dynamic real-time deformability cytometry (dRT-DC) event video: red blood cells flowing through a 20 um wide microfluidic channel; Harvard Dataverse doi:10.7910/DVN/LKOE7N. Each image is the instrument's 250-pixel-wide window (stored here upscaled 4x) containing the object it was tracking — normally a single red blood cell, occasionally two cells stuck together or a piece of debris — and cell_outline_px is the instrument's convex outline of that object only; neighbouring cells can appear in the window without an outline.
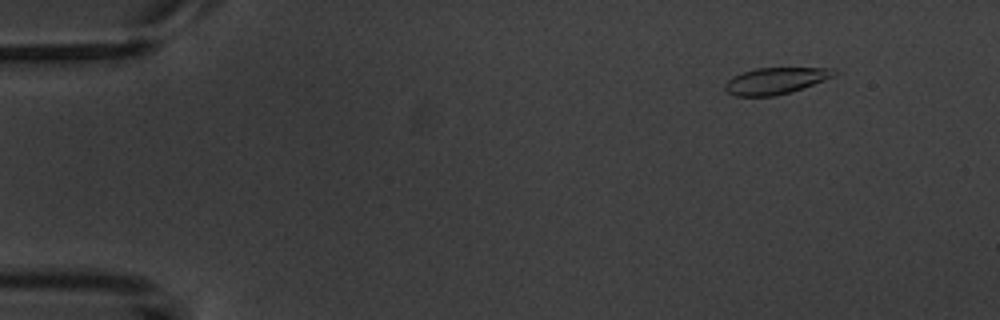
{"species": "common noctule bat (a hibernating species)", "species_latin": "Nyctalus noctula", "temperature_condition": "warm", "stored_images_in_passage": 4, "camera_frame_rate_fps": 3000, "um_per_image_px": 0.085, "animal": {"sex": "male", "body_mass_g": 20.1, "forearm_length_mm": 53.5}, "frame": {"image": 1, "passage_image": 2, "time_ms": 1.333, "image_size_px": [1000, 320], "cell_outline_px": [[836, 76], [788, 92], [772, 96], [736, 96], [728, 92], [724, 88], [724, 84], [732, 76], [756, 68], [832, 68], [836, 72]], "centroid_in_image_um": [65.89, 6.86], "position_along_channel_um": 19.1, "area_um2": 16.53}}